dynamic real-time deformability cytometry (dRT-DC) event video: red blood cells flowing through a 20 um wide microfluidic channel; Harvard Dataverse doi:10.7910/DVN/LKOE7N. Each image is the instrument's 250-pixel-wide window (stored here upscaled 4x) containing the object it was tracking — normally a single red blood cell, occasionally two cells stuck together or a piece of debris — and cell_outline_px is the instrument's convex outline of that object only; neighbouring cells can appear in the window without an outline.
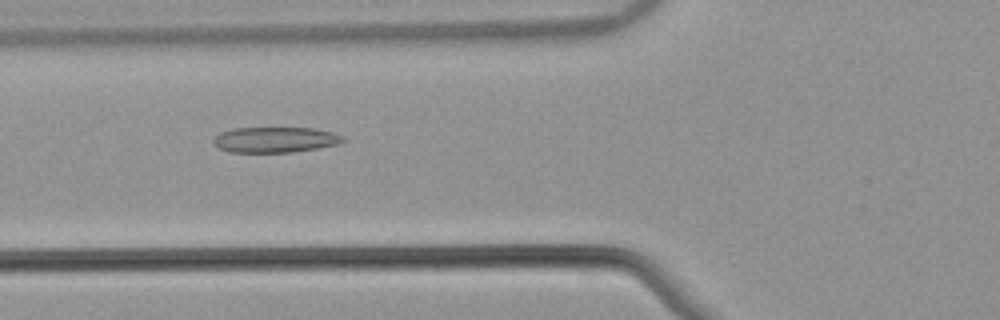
{"species": "common noctule bat (a hibernating species)", "species_latin": "Nyctalus noctula", "temperature_condition": "warm", "stored_images_in_passage": 54, "camera_frame_rate_fps": 3000, "um_per_image_px": 0.085, "animal": {"sex": "male", "body_mass_g": 21.5, "forearm_length_mm": 52.0}, "frame": {"image": 1, "passage_image": 21, "time_ms": 6.667, "image_size_px": [1000, 320], "cell_outline_px": [[348, 140], [336, 144], [316, 148], [292, 152], [232, 152], [220, 148], [212, 140], [220, 132], [232, 128], [312, 128], [332, 132], [344, 136]], "centroid_in_image_um": [23.41, 11.87], "position_along_channel_um": 102.4, "area_um2": 19.13}}
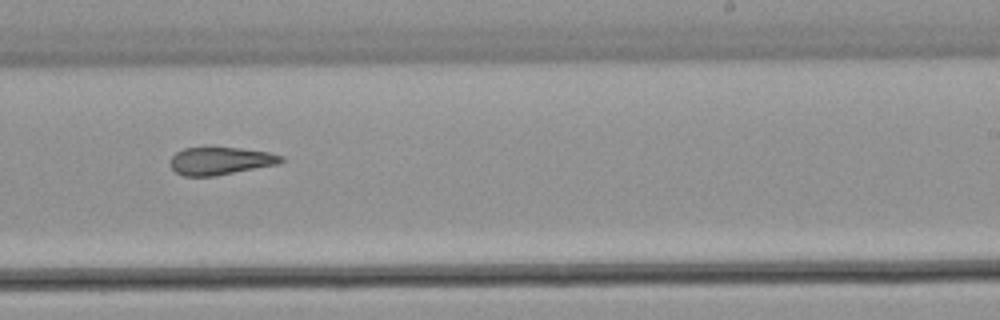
{"frame": {"image": 2, "passage_image": 34, "time_ms": 11.0, "image_size_px": [1000, 320], "cell_outline_px": [[284, 160], [276, 164], [212, 176], [184, 176], [176, 172], [172, 168], [172, 156], [176, 152], [184, 148], [208, 144], [240, 148], [268, 152], [284, 156]], "centroid_in_image_um": [18.7, 13.62], "position_along_channel_um": 270.3, "area_um2": 18.21}}
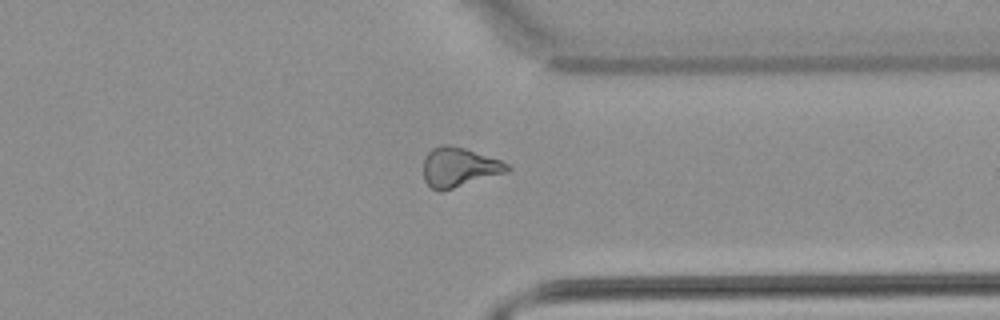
{"frame": {"image": 3, "passage_image": 42, "time_ms": 13.667, "image_size_px": [1000, 320], "cell_outline_px": [[512, 168], [508, 172], [440, 192], [432, 188], [424, 180], [424, 156], [432, 148], [440, 144], [448, 144], [464, 148], [500, 160], [508, 164]], "centroid_in_image_um": [39.01, 14.21], "position_along_channel_um": 372.4, "area_um2": 19.31}, "authors_computed_cell_mechanics": {"area_um2": 19.9699, "velocity_mm_per_s": 3.8787, "shape_relaxation_time_tau1_ms": null, "shape_relaxation_time_tau2_ms": 5.5745, "deformation_change_tau1": null, "deformation_change_tau2": 0.1549}}